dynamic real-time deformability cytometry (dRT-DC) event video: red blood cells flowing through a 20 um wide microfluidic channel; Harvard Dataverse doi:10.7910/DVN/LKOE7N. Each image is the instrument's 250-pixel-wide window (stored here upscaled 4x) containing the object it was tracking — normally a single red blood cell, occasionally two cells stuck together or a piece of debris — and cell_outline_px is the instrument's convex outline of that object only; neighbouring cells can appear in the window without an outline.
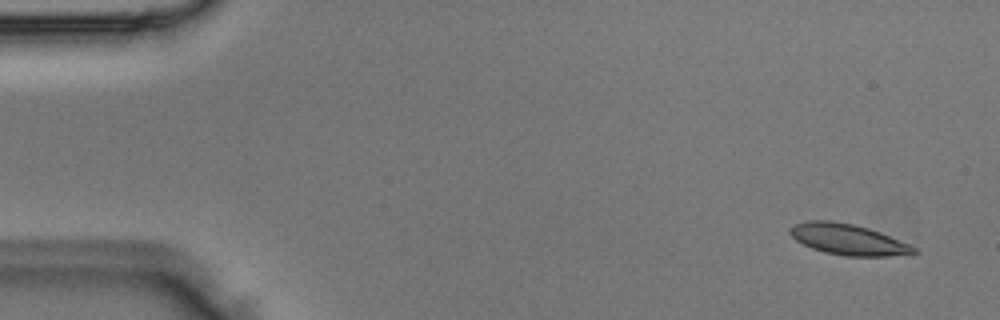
{"species": "Egyptian fruit bat (a non-hibernating species)", "species_latin": "Rousettus aegyptiacus", "temperature_condition": "room temperature", "stored_images_in_passage": 3, "camera_frame_rate_fps": 3000, "um_per_image_px": 0.085, "animal": {"sex": "male"}, "frame": {"image": 1, "passage_image": 1, "time_ms": 0.0, "image_size_px": [1000, 320], "cell_outline_px": [[920, 252], [888, 256], [844, 256], [824, 252], [812, 248], [796, 240], [788, 232], [788, 228], [796, 224], [808, 220], [828, 220], [852, 224], [868, 228], [880, 232], [908, 244], [916, 248]], "centroid_in_image_um": [72.05, 20.35], "position_along_channel_um": 12.9, "area_um2": 22.08}}